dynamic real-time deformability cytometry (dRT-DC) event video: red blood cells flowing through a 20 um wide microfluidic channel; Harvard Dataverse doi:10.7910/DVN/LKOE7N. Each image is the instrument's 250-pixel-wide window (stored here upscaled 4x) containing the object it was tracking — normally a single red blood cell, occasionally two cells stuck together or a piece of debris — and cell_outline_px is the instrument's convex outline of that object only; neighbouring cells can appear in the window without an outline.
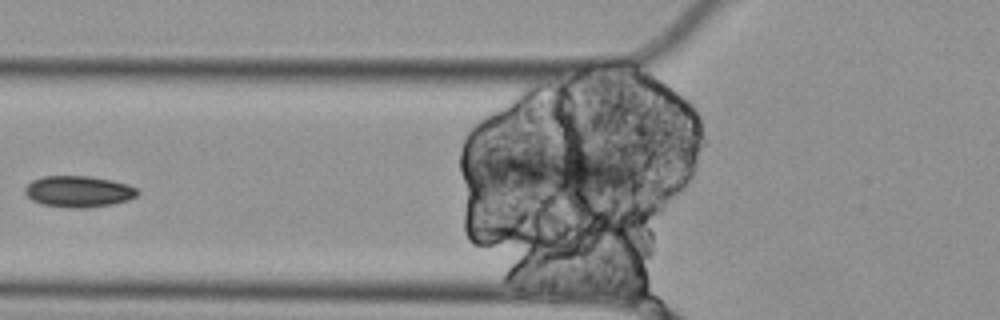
{"species": "Egyptian fruit bat (a non-hibernating species)", "species_latin": "Rousettus aegyptiacus", "temperature_condition": "cold", "stored_images_in_passage": 7, "camera_frame_rate_fps": 3000, "um_per_image_px": 0.085, "animal": {"sex": "female"}, "frame": {"image": 1, "passage_image": 6, "time_ms": 1.667, "image_size_px": [1000, 320], "cell_outline_px": [[140, 192], [136, 196], [128, 200], [112, 204], [84, 208], [72, 208], [40, 204], [32, 200], [24, 192], [24, 188], [32, 180], [44, 176], [88, 176], [112, 180], [128, 184], [136, 188]], "centroid_in_image_um": [6.67, 16.27], "position_along_channel_um": 119.1, "area_um2": 20.58}}